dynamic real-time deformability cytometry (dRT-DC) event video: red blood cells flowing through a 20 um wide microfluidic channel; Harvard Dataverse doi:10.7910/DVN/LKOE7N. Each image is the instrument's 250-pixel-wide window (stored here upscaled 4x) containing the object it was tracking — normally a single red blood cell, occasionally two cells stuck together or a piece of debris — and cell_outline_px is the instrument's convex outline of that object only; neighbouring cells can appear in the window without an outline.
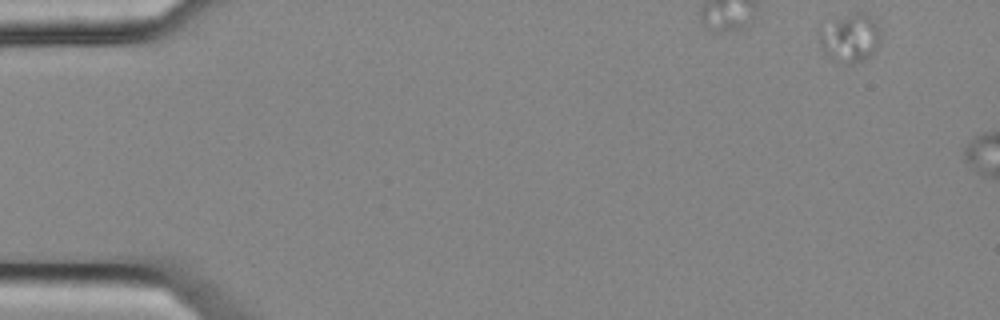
{"species": "common noctule bat (a hibernating species)", "species_latin": "Nyctalus noctula", "temperature_condition": "cold", "stored_images_in_passage": 2, "segment_of_instrument_passage": [1, 2], "camera_frame_rate_fps": 3000, "um_per_image_px": 0.085, "animal": {"sex": "female", "body_mass_g": 25.1}, "frame": {"image": 1, "passage_image": 1, "time_ms": 0.0, "image_size_px": [1000, 320], "cell_outline_px": [[880, 40], [872, 52], [864, 60], [852, 64], [848, 64], [832, 60], [824, 52], [820, 44], [820, 36], [840, 20], [856, 12], [864, 12], [880, 28]], "centroid_in_image_um": [72.35, 3.31], "position_along_channel_um": 12.7, "area_um2": 16.01}}